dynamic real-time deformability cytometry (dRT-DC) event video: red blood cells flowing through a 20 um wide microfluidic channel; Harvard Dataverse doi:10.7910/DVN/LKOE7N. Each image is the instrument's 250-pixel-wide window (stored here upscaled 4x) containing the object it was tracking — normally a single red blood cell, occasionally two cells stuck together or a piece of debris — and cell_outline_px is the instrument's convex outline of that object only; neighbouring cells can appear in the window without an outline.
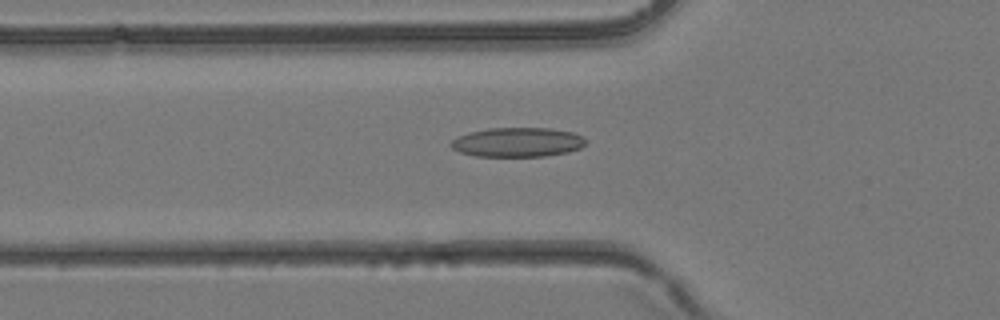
{"species": "common noctule bat (a hibernating species)", "species_latin": "Nyctalus noctula", "temperature_condition": "room temperature", "stored_images_in_passage": 39, "camera_frame_rate_fps": 3000, "um_per_image_px": 0.085, "animal": {"sex": "female", "body_mass_g": 24.6, "forearm_length_mm": 56.2}, "frame": {"image": 1, "passage_image": 13, "time_ms": 4.0, "image_size_px": [1000, 320], "cell_outline_px": [[584, 144], [580, 148], [568, 152], [544, 156], [476, 156], [460, 152], [452, 148], [448, 144], [456, 136], [468, 132], [488, 128], [548, 128], [572, 132], [580, 136], [584, 140]], "centroid_in_image_um": [43.92, 12.08], "position_along_channel_um": 81.9, "area_um2": 23.0}}
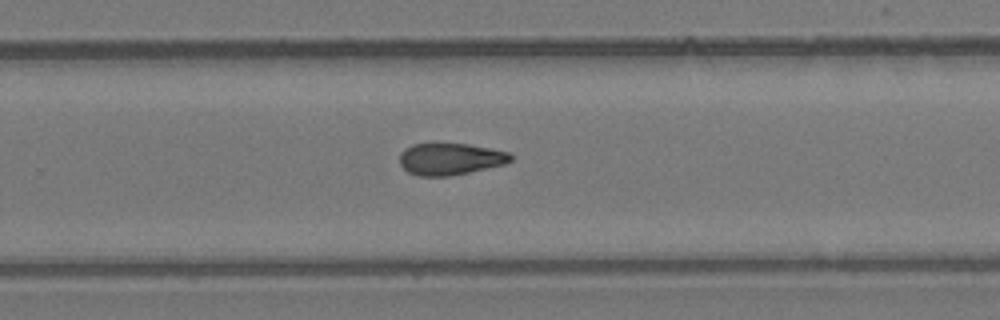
{"frame": {"image": 2, "passage_image": 25, "time_ms": 8.0, "image_size_px": [1000, 320], "cell_outline_px": [[512, 160], [504, 164], [468, 172], [448, 176], [420, 176], [408, 172], [400, 164], [400, 152], [404, 148], [412, 144], [468, 144], [508, 152], [512, 156]], "centroid_in_image_um": [38.23, 13.51], "position_along_channel_um": 291.6, "area_um2": 20.35}}
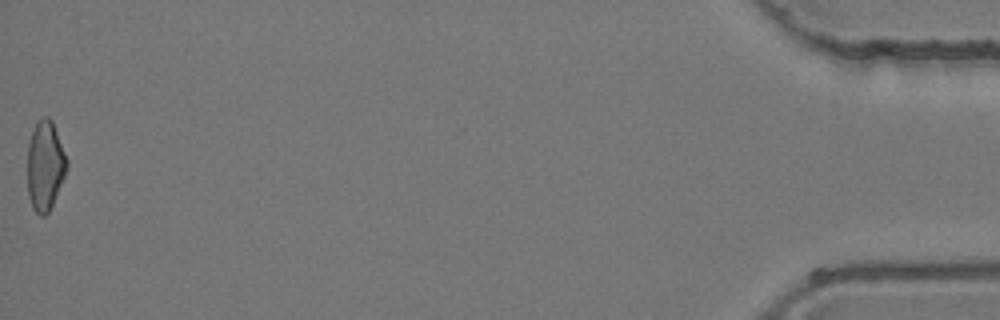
{"frame": {"image": 3, "passage_image": 39, "time_ms": 12.667, "image_size_px": [1000, 320], "cell_outline_px": [[68, 168], [52, 204], [48, 212], [44, 216], [40, 216], [32, 208], [28, 196], [28, 144], [36, 120], [44, 116], [48, 116], [52, 120], [68, 160]], "centroid_in_image_um": [3.83, 14.06], "position_along_channel_um": 431.4, "area_um2": 20.63}}